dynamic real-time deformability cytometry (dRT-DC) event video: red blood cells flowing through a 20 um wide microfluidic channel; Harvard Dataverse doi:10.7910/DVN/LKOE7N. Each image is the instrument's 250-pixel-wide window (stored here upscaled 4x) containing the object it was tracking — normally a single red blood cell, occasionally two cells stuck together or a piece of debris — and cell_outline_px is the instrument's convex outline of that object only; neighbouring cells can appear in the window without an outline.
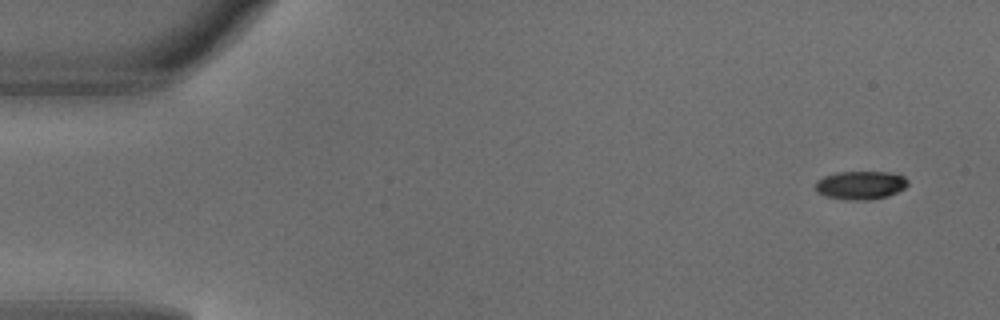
{"species": "common noctule bat (a hibernating species)", "species_latin": "Nyctalus noctula", "temperature_condition": "warm", "stored_images_in_passage": 4, "camera_frame_rate_fps": 3000, "um_per_image_px": 0.085, "animal": {"sex": "male", "body_mass_g": 18.8}, "frame": {"image": 1, "passage_image": 1, "time_ms": 0.0, "image_size_px": [1000, 320], "cell_outline_px": [[908, 184], [904, 188], [888, 196], [868, 200], [848, 200], [824, 196], [816, 192], [816, 180], [824, 176], [836, 172], [888, 172], [904, 176], [908, 180]], "centroid_in_image_um": [73.12, 15.74], "position_along_channel_um": 11.9, "area_um2": 15.37}}